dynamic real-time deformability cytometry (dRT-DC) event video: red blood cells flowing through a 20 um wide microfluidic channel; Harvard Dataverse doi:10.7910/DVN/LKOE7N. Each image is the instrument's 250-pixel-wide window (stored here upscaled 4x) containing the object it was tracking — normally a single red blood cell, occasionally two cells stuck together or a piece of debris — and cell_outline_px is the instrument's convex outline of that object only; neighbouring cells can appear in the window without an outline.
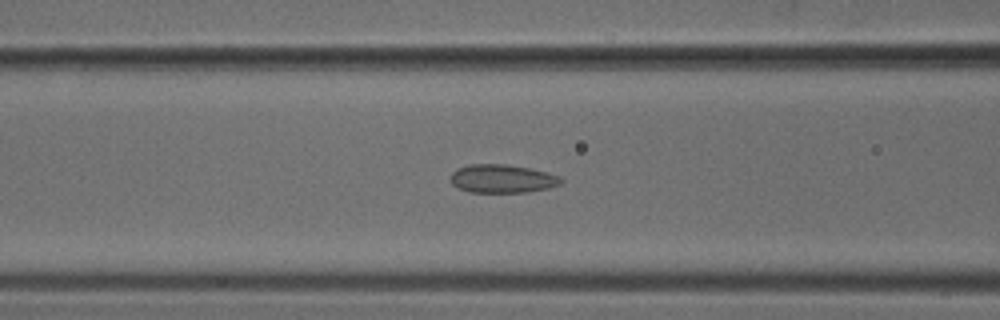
{"species": "common noctule bat (a hibernating species)", "species_latin": "Nyctalus noctula", "temperature_condition": "cold", "stored_images_in_passage": 36, "camera_frame_rate_fps": 3000, "um_per_image_px": 0.085, "animal": {"sex": "male", "body_mass_g": 18.8}, "frame": {"image": 1, "passage_image": 5, "time_ms": 1.333, "image_size_px": [1000, 320], "cell_outline_px": [[564, 180], [560, 184], [548, 188], [524, 192], [468, 192], [456, 188], [452, 184], [448, 176], [456, 168], [468, 164], [504, 164], [528, 168], [560, 176]], "centroid_in_image_um": [42.61, 15.19], "position_along_channel_um": 124.0, "area_um2": 18.38}}
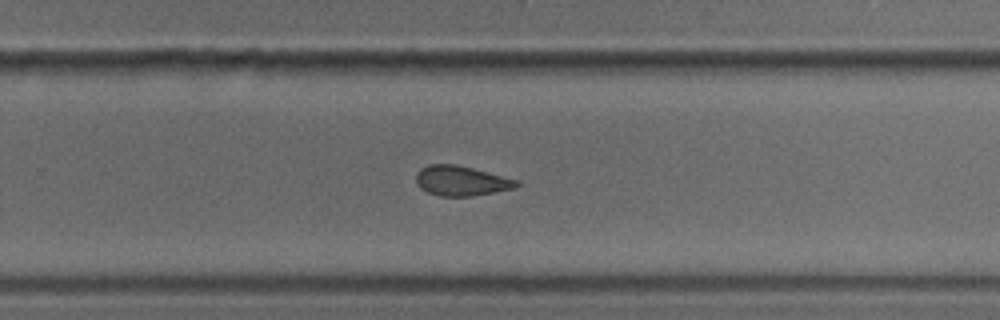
{"frame": {"image": 2, "passage_image": 18, "time_ms": 5.667, "image_size_px": [1000, 320], "cell_outline_px": [[520, 184], [516, 188], [472, 196], [440, 196], [428, 192], [420, 188], [416, 184], [416, 172], [420, 168], [428, 164], [456, 164], [520, 180]], "centroid_in_image_um": [39.2, 15.36], "position_along_channel_um": 290.6, "area_um2": 17.69}}
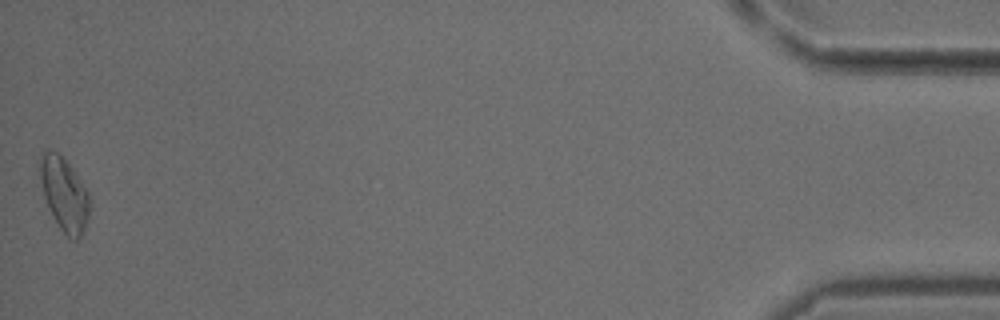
{"frame": {"image": 3, "passage_image": 36, "time_ms": 11.667, "image_size_px": [1000, 320], "cell_outline_px": [[92, 208], [80, 236], [76, 240], [68, 240], [52, 216], [48, 208], [44, 196], [40, 176], [40, 160], [44, 152], [48, 148], [56, 152], [72, 168], [88, 192], [92, 200]], "centroid_in_image_um": [5.49, 16.55], "position_along_channel_um": 429.7, "area_um2": 21.21}}